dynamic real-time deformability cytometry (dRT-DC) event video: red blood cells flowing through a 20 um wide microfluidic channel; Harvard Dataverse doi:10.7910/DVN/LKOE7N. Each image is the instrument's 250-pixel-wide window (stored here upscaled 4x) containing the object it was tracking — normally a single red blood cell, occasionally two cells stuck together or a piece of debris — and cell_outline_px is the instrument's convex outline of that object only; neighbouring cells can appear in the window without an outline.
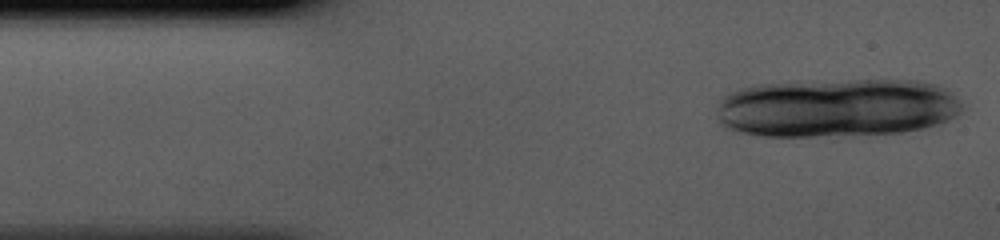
{"species": "human", "species_latin": "Homo sapiens", "temperature_condition": "cold", "stored_images_in_passage": 10, "camera_frame_rate_fps": 3000, "um_per_image_px": 0.085, "donor": {"sex": "male"}, "frame": {"image": 1, "passage_image": 1, "time_ms": 0.0, "image_size_px": [1000, 240], "cell_outline_px": [[968, 108], [956, 116], [940, 124], [924, 128], [900, 132], [812, 136], [764, 136], [736, 132], [724, 128], [716, 120], [716, 108], [720, 100], [724, 96], [740, 88], [756, 84], [856, 80], [916, 80], [940, 84], [952, 92]], "centroid_in_image_um": [71.15, 9.16], "position_along_channel_um": 13.8, "area_um2": 84.85}}